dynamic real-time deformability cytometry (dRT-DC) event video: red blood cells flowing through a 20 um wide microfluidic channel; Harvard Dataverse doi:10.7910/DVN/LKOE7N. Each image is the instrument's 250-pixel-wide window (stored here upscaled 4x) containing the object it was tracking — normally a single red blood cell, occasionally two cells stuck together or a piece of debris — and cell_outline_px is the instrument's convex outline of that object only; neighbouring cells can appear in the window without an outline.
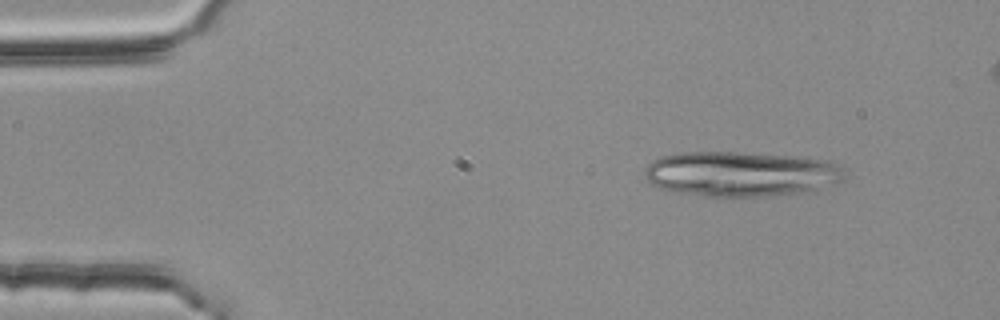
{"species": "common noctule bat (a hibernating species)", "species_latin": "Nyctalus noctula", "temperature_condition": "room temperature", "stored_images_in_passage": 16, "camera_frame_rate_fps": 3000, "um_per_image_px": 0.085, "animal": {"sex": "female", "body_mass_g": 25.1}, "frame": {"image": 1, "passage_image": 1, "time_ms": 0.0, "image_size_px": [1000, 320], "cell_outline_px": [[844, 180], [816, 188], [796, 192], [764, 196], [712, 196], [660, 188], [652, 184], [644, 176], [644, 168], [652, 160], [664, 156], [680, 152], [740, 152], [792, 156], [832, 160], [844, 168]], "centroid_in_image_um": [62.98, 14.75], "position_along_channel_um": 22.0, "area_um2": 51.85}}